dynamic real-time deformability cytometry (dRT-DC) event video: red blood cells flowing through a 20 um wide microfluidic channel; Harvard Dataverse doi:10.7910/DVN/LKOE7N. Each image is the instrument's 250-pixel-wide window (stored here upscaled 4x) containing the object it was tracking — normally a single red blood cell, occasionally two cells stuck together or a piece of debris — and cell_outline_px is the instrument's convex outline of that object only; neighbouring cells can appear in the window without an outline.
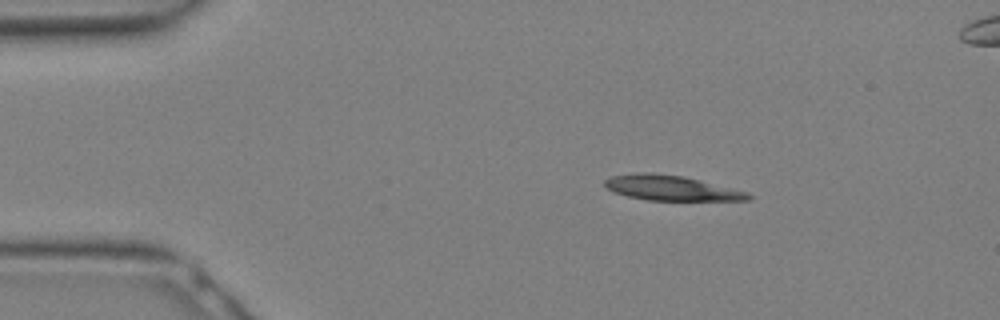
{"species": "Egyptian fruit bat (a non-hibernating species)", "species_latin": "Rousettus aegyptiacus", "temperature_condition": "warm", "stored_images_in_passage": 10, "camera_frame_rate_fps": 3000, "um_per_image_px": 0.085, "animal": {"sex": "female"}, "frame": {"image": 1, "passage_image": 4, "time_ms": 1.0, "image_size_px": [1000, 320], "cell_outline_px": [[752, 200], [648, 200], [628, 196], [612, 192], [604, 184], [604, 180], [608, 176], [636, 172], [652, 172], [684, 176], [748, 192], [752, 196]], "centroid_in_image_um": [57.01, 15.96], "position_along_channel_um": 28.0, "area_um2": 21.04}}
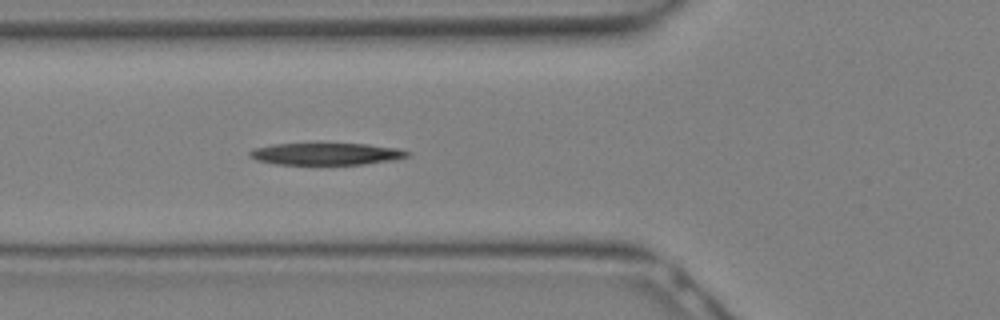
{"frame": {"image": 2, "passage_image": 10, "time_ms": 3.0, "image_size_px": [1000, 320], "cell_outline_px": [[412, 152], [408, 156], [392, 160], [364, 164], [276, 164], [256, 160], [248, 156], [248, 152], [252, 148], [272, 144], [316, 140], [368, 144], [400, 148]], "centroid_in_image_um": [27.67, 13.02], "position_along_channel_um": 98.1, "area_um2": 21.62}}